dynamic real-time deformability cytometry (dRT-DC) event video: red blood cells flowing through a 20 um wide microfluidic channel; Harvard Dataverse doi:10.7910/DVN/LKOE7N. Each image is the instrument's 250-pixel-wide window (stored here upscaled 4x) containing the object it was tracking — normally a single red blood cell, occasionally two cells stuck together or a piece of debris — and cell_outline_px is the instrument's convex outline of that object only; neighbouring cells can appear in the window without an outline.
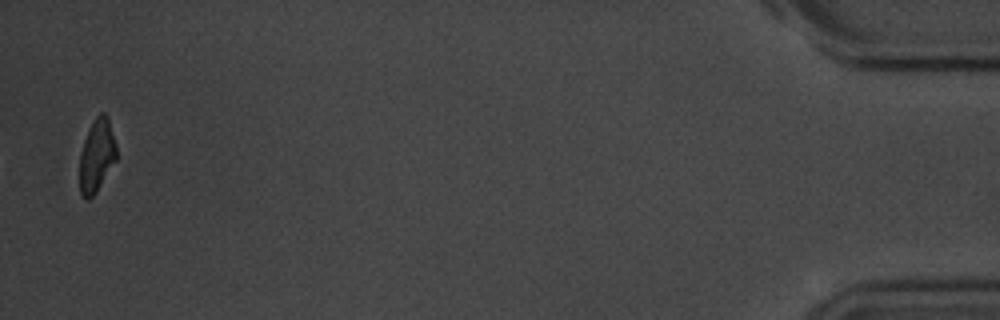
{"species": "common noctule bat (a hibernating species)", "species_latin": "Nyctalus noctula", "temperature_condition": "room temperature", "stored_images_in_passage": 12, "camera_frame_rate_fps": 3000, "um_per_image_px": 0.085, "animal": {"sex": "male", "body_mass_g": 20.1, "forearm_length_mm": 53.5}, "frame": {"image": 1, "passage_image": 12, "time_ms": 13.667, "image_size_px": [1000, 320], "cell_outline_px": [[116, 160], [96, 192], [88, 200], [84, 200], [80, 196], [80, 152], [84, 140], [96, 116], [100, 112], [104, 112], [108, 116], [116, 144]], "centroid_in_image_um": [8.22, 13.24], "position_along_channel_um": 427.0, "area_um2": 15.61}, "authors_computed_cell_mechanics": {"area_um2": 18.3804, "velocity_mm_per_s": 3.5033, "shape_relaxation_time_tau1_ms": 2.738, "shape_relaxation_time_tau2_ms": null, "deformation_change_tau1": 0.0866, "deformation_change_tau2": null}}